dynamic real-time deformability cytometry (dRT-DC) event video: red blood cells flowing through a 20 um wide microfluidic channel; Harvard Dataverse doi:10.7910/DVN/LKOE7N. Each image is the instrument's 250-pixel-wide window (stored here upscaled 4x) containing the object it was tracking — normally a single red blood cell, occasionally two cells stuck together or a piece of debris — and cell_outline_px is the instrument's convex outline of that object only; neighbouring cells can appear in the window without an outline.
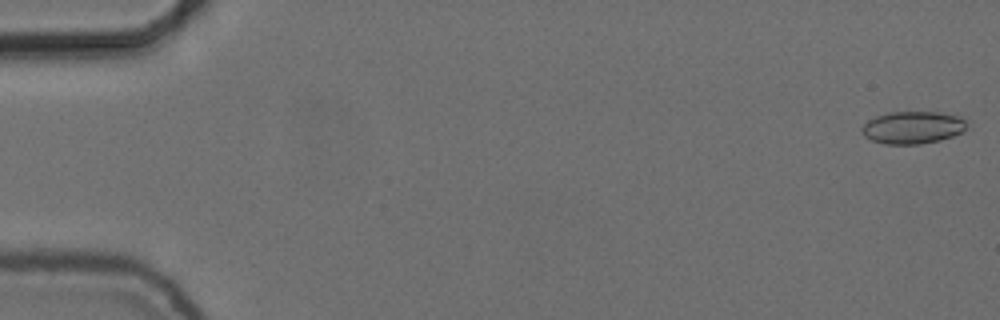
{"species": "common noctule bat (a hibernating species)", "species_latin": "Nyctalus noctula", "temperature_condition": "cold", "stored_images_in_passage": 55, "camera_frame_rate_fps": 3000, "um_per_image_px": 0.085, "animal": {"sex": "female", "body_mass_g": 24.6, "forearm_length_mm": 56.2}, "frame": {"image": 1, "passage_image": 1, "time_ms": 0.0, "image_size_px": [1000, 320], "cell_outline_px": [[964, 132], [940, 140], [920, 144], [884, 144], [872, 140], [864, 136], [860, 132], [860, 128], [868, 120], [876, 116], [888, 112], [940, 112], [960, 116], [964, 120]], "centroid_in_image_um": [77.54, 10.84], "position_along_channel_um": 7.5, "area_um2": 19.88}}
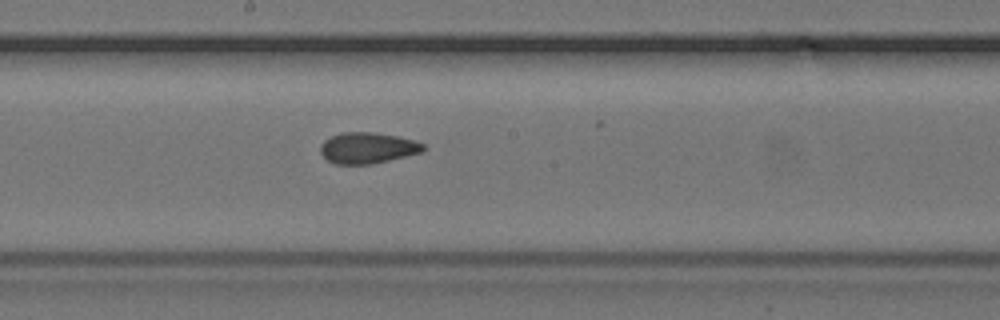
{"frame": {"image": 2, "passage_image": 30, "time_ms": 9.667, "image_size_px": [1000, 320], "cell_outline_px": [[428, 148], [424, 152], [372, 164], [336, 164], [328, 160], [320, 152], [320, 144], [324, 140], [332, 136], [344, 132], [372, 132], [396, 136], [416, 140], [424, 144]], "centroid_in_image_um": [31.29, 12.57], "position_along_channel_um": 216.9, "area_um2": 18.73}}
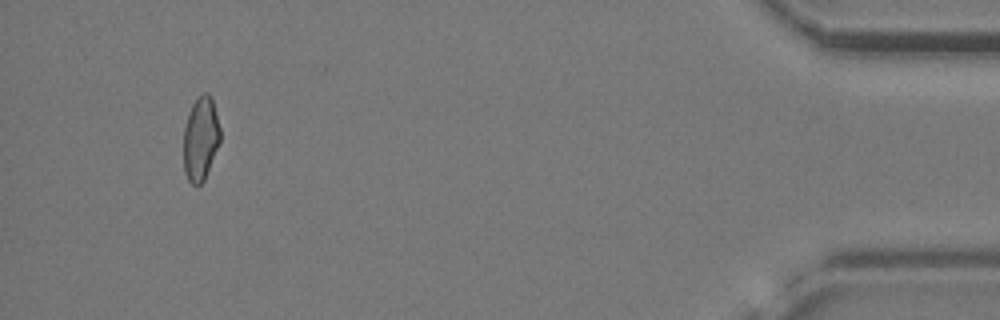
{"frame": {"image": 3, "passage_image": 52, "time_ms": 17.0, "image_size_px": [1000, 320], "cell_outline_px": [[220, 140], [204, 180], [200, 184], [192, 184], [188, 180], [184, 172], [184, 128], [192, 104], [204, 92], [208, 92], [212, 96], [220, 128]], "centroid_in_image_um": [17.06, 11.77], "position_along_channel_um": 418.1, "area_um2": 17.69}, "authors_computed_cell_mechanics": {"area_um2": 18.785, "velocity_mm_per_s": 3.7343, "shape_relaxation_time_tau1_ms": 3.1635, "shape_relaxation_time_tau2_ms": 2.9039, "deformation_change_tau1": 0.0709, "deformation_change_tau2": 0.0802}}